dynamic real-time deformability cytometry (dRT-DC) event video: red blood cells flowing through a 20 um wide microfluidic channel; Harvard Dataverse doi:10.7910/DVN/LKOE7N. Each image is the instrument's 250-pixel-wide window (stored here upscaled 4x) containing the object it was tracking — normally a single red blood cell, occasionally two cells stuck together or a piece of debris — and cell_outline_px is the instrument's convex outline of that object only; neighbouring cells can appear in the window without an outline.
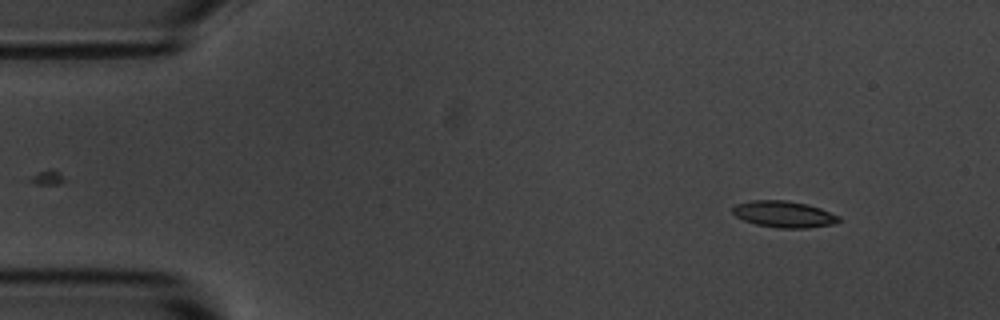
{"species": "common noctule bat (a hibernating species)", "species_latin": "Nyctalus noctula", "temperature_condition": "room temperature", "stored_images_in_passage": 3, "camera_frame_rate_fps": 3000, "um_per_image_px": 0.085, "animal": {"sex": "male", "body_mass_g": 20.1, "forearm_length_mm": 53.5}, "frame": {"image": 1, "passage_image": 1, "time_ms": 0.0, "image_size_px": [1000, 320], "cell_outline_px": [[840, 220], [836, 224], [804, 228], [776, 228], [756, 224], [744, 220], [736, 216], [732, 212], [732, 208], [736, 204], [752, 200], [784, 200], [808, 204], [820, 208], [840, 216]], "centroid_in_image_um": [66.64, 18.21], "position_along_channel_um": 18.4, "area_um2": 16.42}}